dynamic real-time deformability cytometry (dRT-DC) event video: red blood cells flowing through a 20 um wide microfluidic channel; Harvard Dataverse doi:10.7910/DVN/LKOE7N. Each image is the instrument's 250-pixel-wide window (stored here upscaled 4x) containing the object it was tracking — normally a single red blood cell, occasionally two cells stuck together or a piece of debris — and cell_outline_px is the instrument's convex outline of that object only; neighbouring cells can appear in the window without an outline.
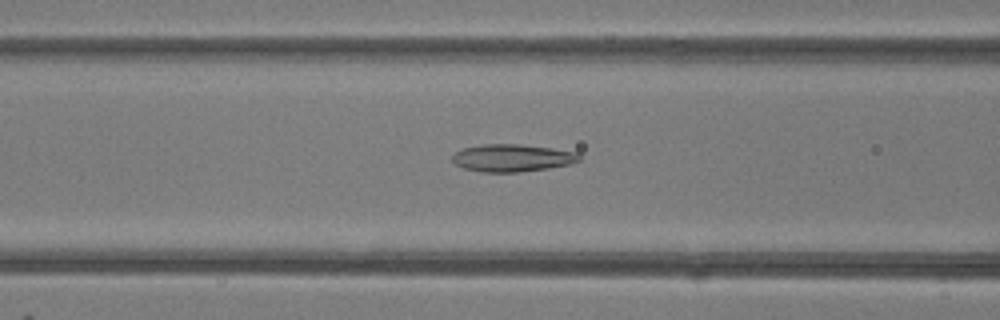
{"species": "common noctule bat (a hibernating species)", "species_latin": "Nyctalus noctula", "temperature_condition": "room temperature", "stored_images_in_passage": 37, "camera_frame_rate_fps": 3000, "um_per_image_px": 0.085, "animal": {"sex": "female"}, "frame": {"image": 1, "passage_image": 14, "time_ms": 4.333, "image_size_px": [1000, 320], "cell_outline_px": [[580, 160], [572, 164], [548, 168], [520, 172], [480, 172], [464, 168], [456, 164], [452, 160], [452, 156], [456, 152], [464, 148], [484, 144], [520, 144], [552, 148], [580, 152]], "centroid_in_image_um": [43.58, 13.42], "position_along_channel_um": 123.0, "area_um2": 20.4}}
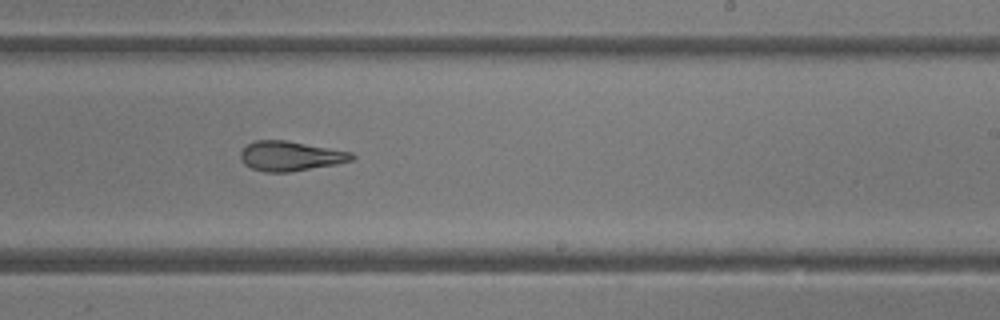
{"frame": {"image": 2, "passage_image": 24, "time_ms": 7.667, "image_size_px": [1000, 320], "cell_outline_px": [[356, 156], [352, 160], [336, 164], [292, 172], [264, 172], [252, 168], [244, 164], [240, 160], [240, 152], [248, 144], [256, 140], [288, 140], [352, 152]], "centroid_in_image_um": [24.68, 13.26], "position_along_channel_um": 264.3, "area_um2": 19.42}}
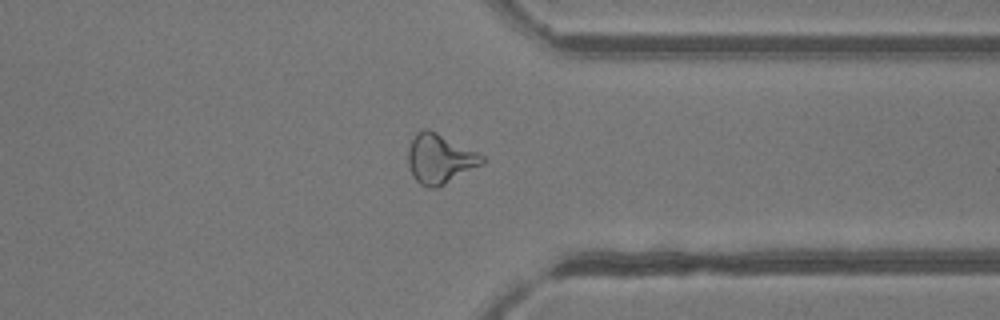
{"frame": {"image": 3, "passage_image": 32, "time_ms": 10.333, "image_size_px": [1000, 320], "cell_outline_px": [[484, 164], [436, 188], [428, 188], [420, 184], [412, 176], [408, 164], [408, 148], [416, 132], [424, 128], [428, 128], [484, 156]], "centroid_in_image_um": [37.36, 13.51], "position_along_channel_um": 374.0, "area_um2": 21.21}, "authors_computed_cell_mechanics": {"area_um2": 20.2878, "velocity_mm_per_s": 4.2394, "shape_relaxation_time_tau1_ms": 10.6587, "shape_relaxation_time_tau2_ms": 3.3352, "deformation_change_tau1": 0.2871, "deformation_change_tau2": 0.1301}}